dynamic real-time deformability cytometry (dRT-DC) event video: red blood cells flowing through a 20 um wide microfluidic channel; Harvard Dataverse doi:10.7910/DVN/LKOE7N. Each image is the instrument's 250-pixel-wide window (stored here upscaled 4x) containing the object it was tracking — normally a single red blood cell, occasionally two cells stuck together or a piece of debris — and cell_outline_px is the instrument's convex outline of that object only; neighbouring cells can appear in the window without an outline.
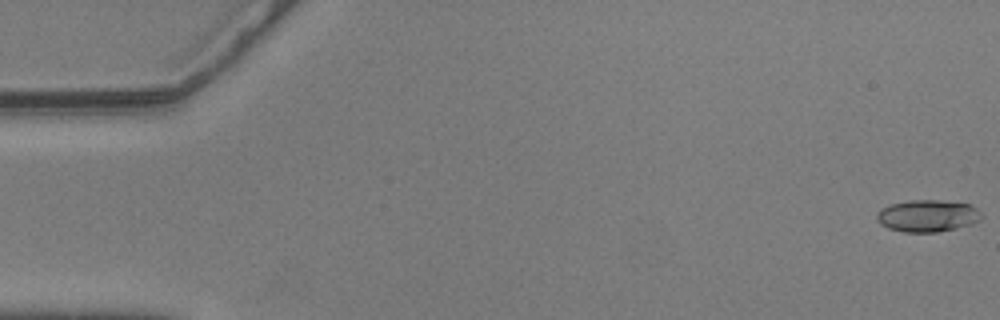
{"species": "common noctule bat (a hibernating species)", "species_latin": "Nyctalus noctula", "temperature_condition": "warm", "stored_images_in_passage": 57, "camera_frame_rate_fps": 3000, "um_per_image_px": 0.085, "animal": {"sex": "male", "body_mass_g": 20.5, "forearm_length_mm": 52.5}, "frame": {"image": 1, "passage_image": 1, "time_ms": 0.0, "image_size_px": [1000, 320], "cell_outline_px": [[984, 216], [980, 220], [972, 224], [956, 228], [936, 232], [904, 232], [888, 228], [880, 224], [876, 220], [876, 212], [880, 208], [892, 204], [908, 200], [940, 200], [968, 204], [976, 208]], "centroid_in_image_um": [78.82, 18.34], "position_along_channel_um": 6.2, "area_um2": 19.65}}
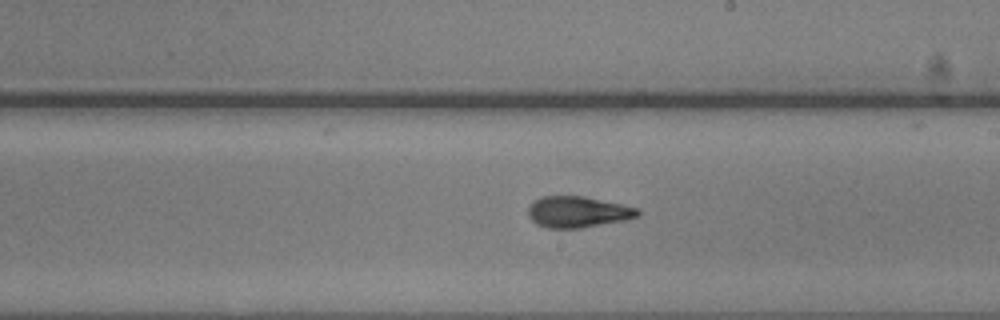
{"frame": {"image": 2, "passage_image": 33, "time_ms": 10.667, "image_size_px": [1000, 320], "cell_outline_px": [[640, 216], [624, 220], [580, 228], [548, 228], [536, 224], [528, 216], [528, 208], [540, 196], [584, 196], [640, 208]], "centroid_in_image_um": [49.13, 18.01], "position_along_channel_um": 239.9, "area_um2": 19.88}}
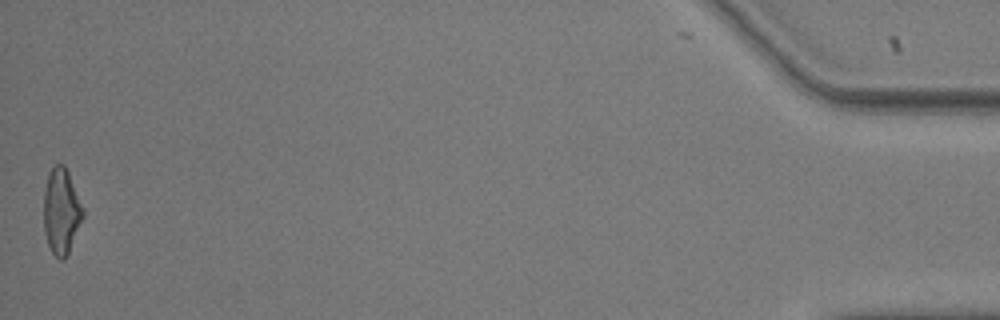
{"frame": {"image": 3, "passage_image": 57, "time_ms": 18.667, "image_size_px": [1000, 320], "cell_outline_px": [[84, 216], [68, 252], [64, 260], [60, 260], [52, 252], [48, 244], [44, 232], [44, 188], [48, 172], [56, 164], [64, 164], [68, 172], [84, 208]], "centroid_in_image_um": [5.21, 17.93], "position_along_channel_um": 430.0, "area_um2": 19.59}, "authors_computed_cell_mechanics": {"area_um2": 19.5942, "velocity_mm_per_s": 3.5835, "shape_relaxation_time_tau1_ms": 3.3051, "shape_relaxation_time_tau2_ms": 2.1999, "deformation_change_tau1": 0.1548, "deformation_change_tau2": 0.1088}}